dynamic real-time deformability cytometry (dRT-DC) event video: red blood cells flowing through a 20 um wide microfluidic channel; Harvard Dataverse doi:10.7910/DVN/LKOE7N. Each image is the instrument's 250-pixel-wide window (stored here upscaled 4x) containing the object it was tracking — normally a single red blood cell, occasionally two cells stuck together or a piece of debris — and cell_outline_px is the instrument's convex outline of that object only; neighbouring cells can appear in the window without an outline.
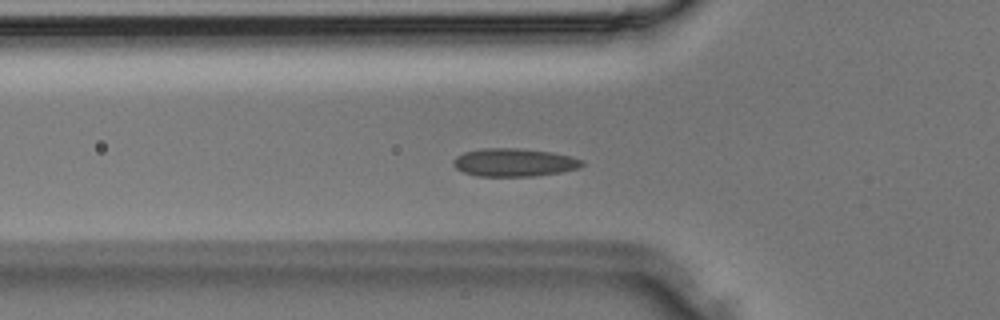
{"species": "Egyptian fruit bat (a non-hibernating species)", "species_latin": "Rousettus aegyptiacus", "temperature_condition": "room temperature", "stored_images_in_passage": 37, "camera_frame_rate_fps": 3000, "um_per_image_px": 0.085, "animal": {"sex": "male"}, "frame": {"image": 1, "passage_image": 12, "time_ms": 3.667, "image_size_px": [1000, 320], "cell_outline_px": [[584, 164], [580, 168], [560, 172], [532, 176], [476, 176], [464, 172], [456, 168], [452, 164], [452, 160], [456, 156], [464, 152], [484, 148], [520, 148], [552, 152], [572, 156], [584, 160]], "centroid_in_image_um": [43.71, 13.8], "position_along_channel_um": 82.1, "area_um2": 21.21}}
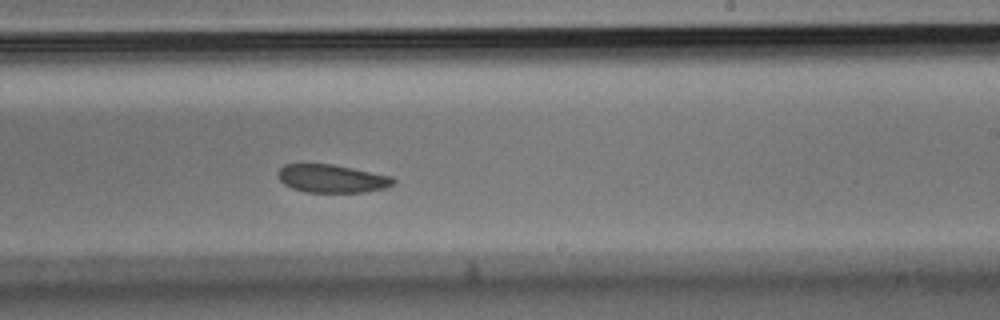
{"frame": {"image": 2, "passage_image": 22, "time_ms": 7.0, "image_size_px": [1000, 320], "cell_outline_px": [[396, 184], [384, 188], [364, 192], [304, 192], [292, 188], [284, 184], [276, 176], [276, 172], [284, 164], [332, 164], [392, 176], [396, 180]], "centroid_in_image_um": [28.2, 15.18], "position_along_channel_um": 260.8, "area_um2": 19.02}}
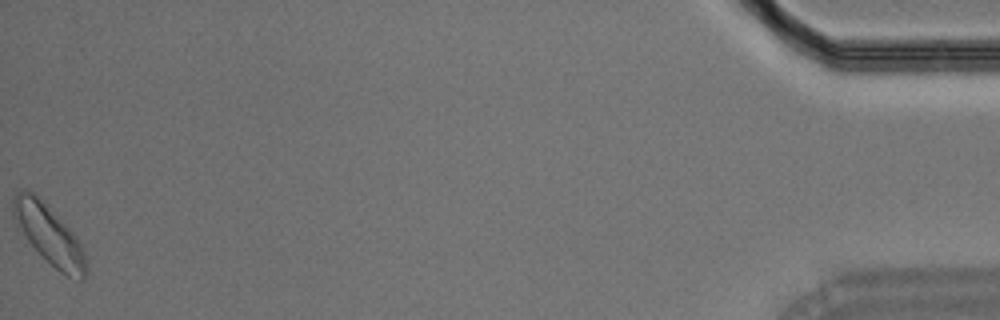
{"frame": {"image": 3, "passage_image": 37, "time_ms": 12.0, "image_size_px": [1000, 320], "cell_outline_px": [[88, 268], [84, 280], [80, 280], [68, 276], [60, 272], [28, 240], [12, 216], [12, 196], [16, 192], [32, 192], [72, 232], [80, 244], [84, 252]], "centroid_in_image_um": [4.19, 19.98], "position_along_channel_um": 431.0, "area_um2": 23.99}}